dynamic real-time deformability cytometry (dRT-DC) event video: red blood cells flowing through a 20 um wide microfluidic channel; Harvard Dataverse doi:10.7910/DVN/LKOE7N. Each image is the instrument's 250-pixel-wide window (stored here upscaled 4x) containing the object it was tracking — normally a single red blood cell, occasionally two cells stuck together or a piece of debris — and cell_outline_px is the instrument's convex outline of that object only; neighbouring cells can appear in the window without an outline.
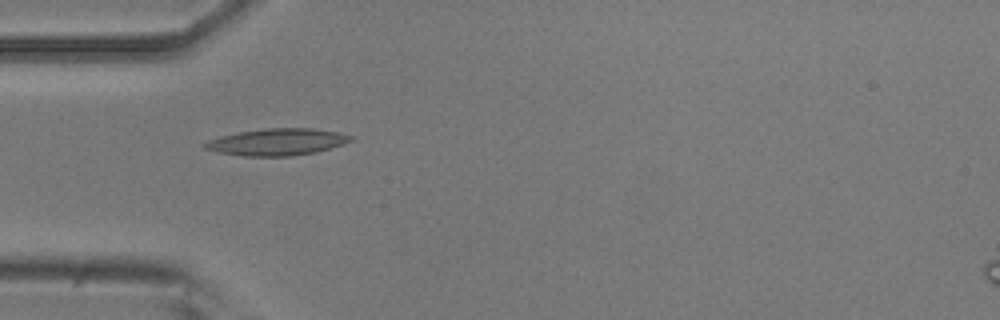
{"species": "common noctule bat (a hibernating species)", "species_latin": "Nyctalus noctula", "temperature_condition": "room temperature", "stored_images_in_passage": 4, "camera_frame_rate_fps": 3000, "um_per_image_px": 0.085, "animal": {"sex": "male", "body_mass_g": 20.5, "forearm_length_mm": 52.5}, "frame": {"image": 1, "passage_image": 2, "time_ms": 0.333, "image_size_px": [1000, 320], "cell_outline_px": [[352, 140], [316, 152], [292, 156], [244, 156], [216, 152], [204, 148], [200, 144], [208, 140], [220, 136], [240, 132], [264, 128], [312, 128], [336, 132], [352, 136]], "centroid_in_image_um": [23.47, 12.07], "position_along_channel_um": 61.5, "area_um2": 22.66}}
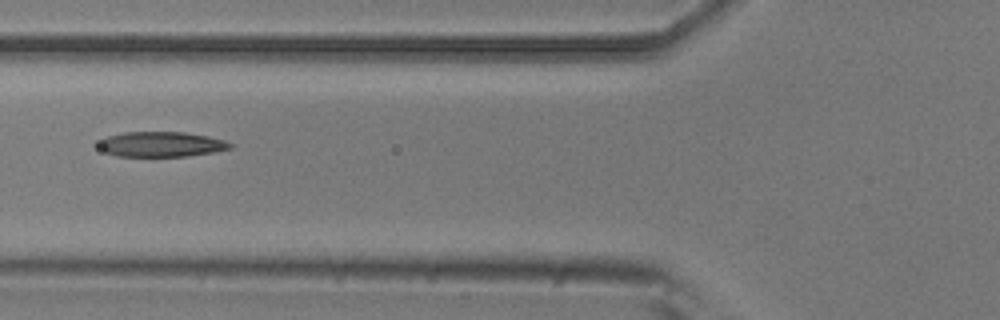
{"frame": {"image": 2, "passage_image": 3, "time_ms": 0.667, "image_size_px": [1000, 320], "cell_outline_px": [[232, 148], [216, 152], [188, 156], [116, 156], [104, 152], [96, 144], [100, 140], [108, 136], [124, 132], [184, 132], [208, 136], [224, 140], [232, 144]], "centroid_in_image_um": [13.7, 12.26], "position_along_channel_um": 112.1, "area_um2": 19.36}}
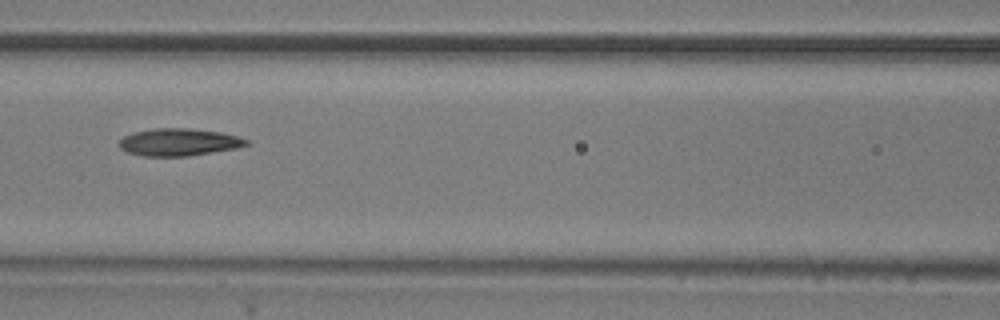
{"frame": {"image": 3, "passage_image": 4, "time_ms": 1.0, "image_size_px": [1000, 320], "cell_outline_px": [[252, 144], [236, 148], [188, 156], [144, 156], [128, 152], [120, 148], [120, 140], [124, 136], [136, 132], [156, 128], [188, 128], [220, 132], [240, 136], [248, 140]], "centroid_in_image_um": [15.26, 12.08], "position_along_channel_um": 151.3, "area_um2": 20.17}}